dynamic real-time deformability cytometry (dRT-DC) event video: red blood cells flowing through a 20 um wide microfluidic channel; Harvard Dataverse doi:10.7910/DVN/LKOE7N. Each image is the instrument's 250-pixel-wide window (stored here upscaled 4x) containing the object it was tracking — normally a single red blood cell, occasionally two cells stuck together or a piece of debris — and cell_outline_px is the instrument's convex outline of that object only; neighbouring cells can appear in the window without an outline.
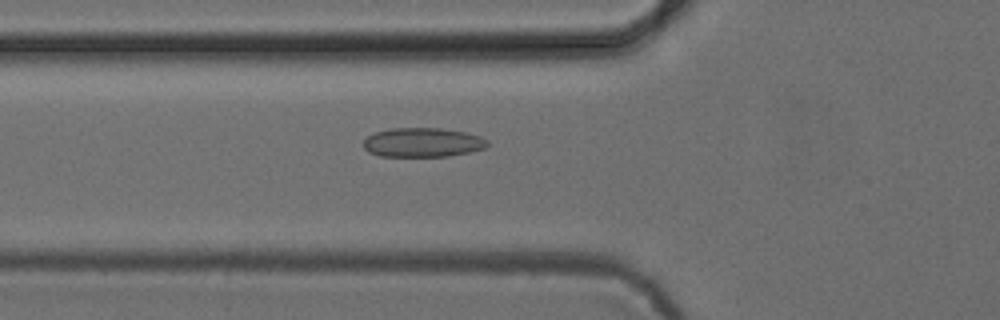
{"species": "common noctule bat (a hibernating species)", "species_latin": "Nyctalus noctula", "temperature_condition": "cold", "stored_images_in_passage": 53, "camera_frame_rate_fps": 3000, "um_per_image_px": 0.085, "animal": {"sex": "female", "body_mass_g": 24.6, "forearm_length_mm": 56.2}, "frame": {"image": 1, "passage_image": 19, "time_ms": 6.0, "image_size_px": [1000, 320], "cell_outline_px": [[488, 144], [484, 148], [468, 152], [448, 156], [380, 156], [368, 152], [364, 148], [364, 140], [368, 136], [376, 132], [392, 128], [440, 128], [464, 132], [480, 136], [488, 140]], "centroid_in_image_um": [35.91, 12.1], "position_along_channel_um": 89.9, "area_um2": 20.98}}
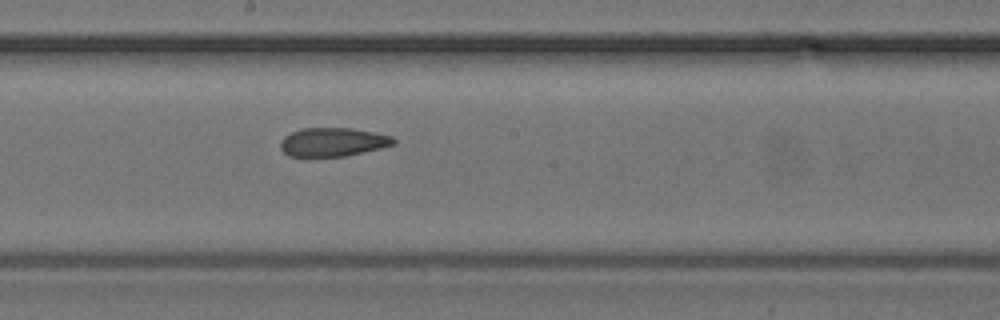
{"frame": {"image": 2, "passage_image": 29, "time_ms": 9.333, "image_size_px": [1000, 320], "cell_outline_px": [[396, 144], [380, 148], [344, 156], [288, 156], [280, 148], [280, 140], [284, 136], [292, 132], [304, 128], [352, 128], [392, 136], [396, 140]], "centroid_in_image_um": [28.28, 12.07], "position_along_channel_um": 219.9, "area_um2": 18.79}}
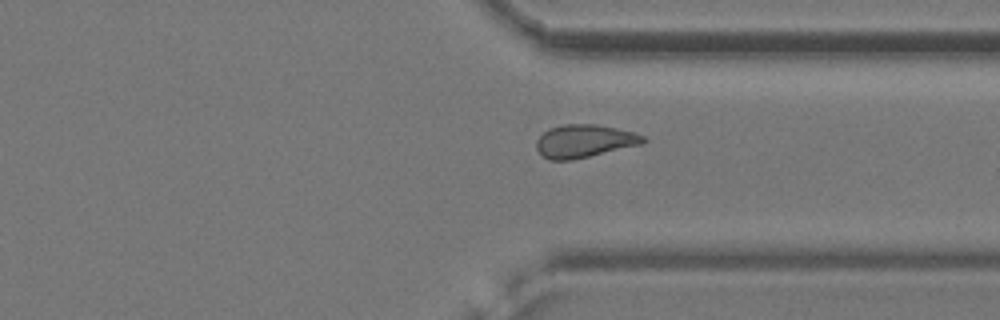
{"frame": {"image": 3, "passage_image": 40, "time_ms": 13.0, "image_size_px": [1000, 320], "cell_outline_px": [[648, 140], [644, 144], [572, 160], [548, 160], [536, 148], [536, 140], [548, 128], [564, 124], [596, 124], [636, 132], [644, 136]], "centroid_in_image_um": [49.71, 11.99], "position_along_channel_um": 361.7, "area_um2": 20.69}, "authors_computed_cell_mechanics": {"area_um2": 20.519, "velocity_mm_per_s": 3.8739, "shape_relaxation_time_tau1_ms": null, "shape_relaxation_time_tau2_ms": 3.2779, "deformation_change_tau1": null, "deformation_change_tau2": 0.0961}}